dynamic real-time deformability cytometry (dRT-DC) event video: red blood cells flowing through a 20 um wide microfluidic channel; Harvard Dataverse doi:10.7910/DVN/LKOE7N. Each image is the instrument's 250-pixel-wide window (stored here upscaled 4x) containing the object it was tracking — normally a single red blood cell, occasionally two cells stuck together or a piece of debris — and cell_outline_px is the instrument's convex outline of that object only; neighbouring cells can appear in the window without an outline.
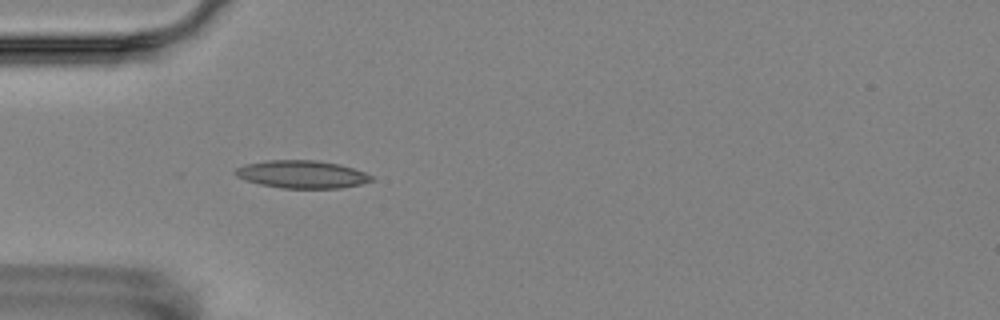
{"species": "Egyptian fruit bat (a non-hibernating species)", "species_latin": "Rousettus aegyptiacus", "temperature_condition": "room temperature", "stored_images_in_passage": 5, "camera_frame_rate_fps": 3000, "um_per_image_px": 0.085, "animal": {"sex": "female"}, "frame": {"image": 1, "passage_image": 5, "time_ms": 4.333, "image_size_px": [1000, 320], "cell_outline_px": [[372, 180], [360, 184], [340, 188], [280, 188], [260, 184], [236, 176], [232, 172], [236, 168], [244, 164], [268, 160], [316, 160], [336, 164], [352, 168], [364, 172], [372, 176]], "centroid_in_image_um": [25.61, 14.81], "position_along_channel_um": 59.4, "area_um2": 21.79}}